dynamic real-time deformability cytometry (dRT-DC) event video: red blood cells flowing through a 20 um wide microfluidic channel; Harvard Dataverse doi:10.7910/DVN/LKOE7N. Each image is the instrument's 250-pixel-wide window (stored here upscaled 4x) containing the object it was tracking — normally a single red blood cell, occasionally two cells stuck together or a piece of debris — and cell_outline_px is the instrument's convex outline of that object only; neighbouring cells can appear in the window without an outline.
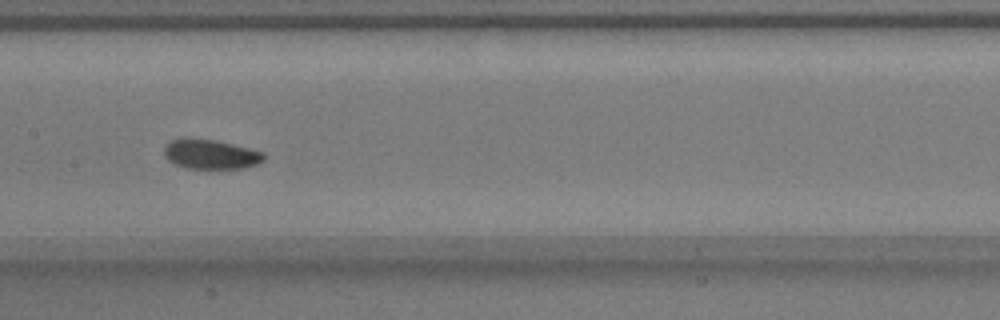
{"species": "common noctule bat (a hibernating species)", "species_latin": "Nyctalus noctula", "temperature_condition": "warm", "stored_images_in_passage": 53, "camera_frame_rate_fps": 3000, "um_per_image_px": 0.085, "animal": {"sex": "male", "body_mass_g": 17.9}, "frame": {"image": 1, "passage_image": 26, "time_ms": 8.333, "image_size_px": [1000, 320], "cell_outline_px": [[264, 160], [256, 164], [244, 168], [184, 168], [168, 160], [164, 156], [164, 144], [180, 136], [212, 140], [232, 144], [264, 152]], "centroid_in_image_um": [17.84, 13.09], "position_along_channel_um": 189.6, "area_um2": 17.28}}
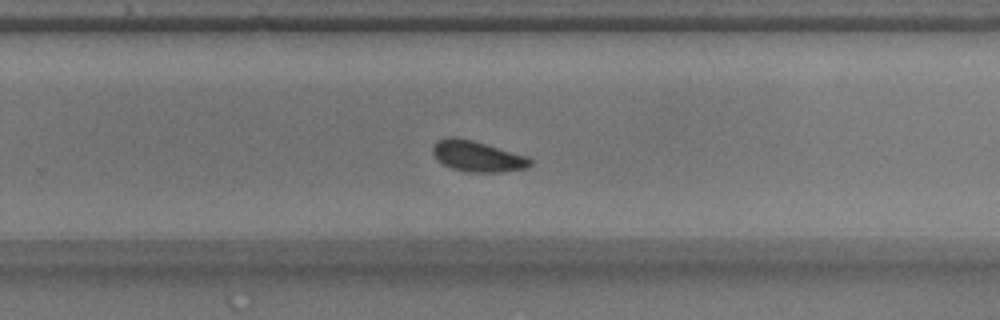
{"frame": {"image": 2, "passage_image": 34, "time_ms": 11.0, "image_size_px": [1000, 320], "cell_outline_px": [[532, 164], [528, 168], [500, 172], [468, 172], [452, 168], [436, 160], [432, 152], [432, 144], [440, 140], [452, 136], [472, 140], [528, 156], [532, 160]], "centroid_in_image_um": [40.58, 13.29], "position_along_channel_um": 289.2, "area_um2": 17.51}}
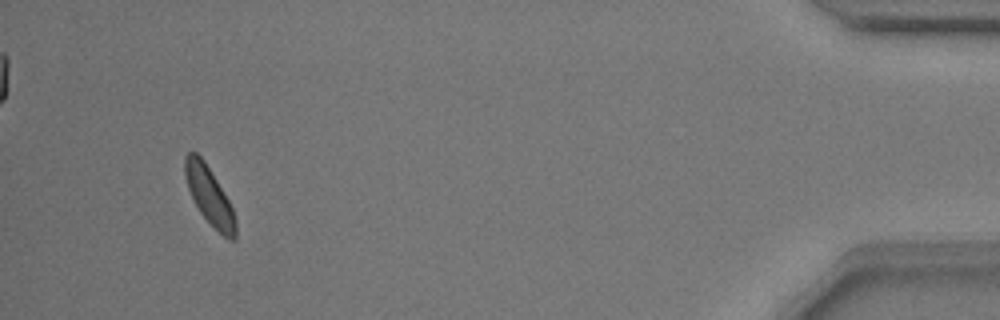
{"frame": {"image": 3, "passage_image": 50, "time_ms": 16.333, "image_size_px": [1000, 320], "cell_outline_px": [[236, 240], [228, 240], [200, 212], [188, 188], [184, 176], [184, 156], [188, 152], [196, 152], [204, 160], [228, 200], [232, 208], [236, 220]], "centroid_in_image_um": [17.78, 16.62], "position_along_channel_um": 417.4, "area_um2": 16.65}, "authors_computed_cell_mechanics": {"area_um2": 17.1666, "velocity_mm_per_s": 3.7545, "shape_relaxation_time_tau1_ms": null, "shape_relaxation_time_tau2_ms": 2.7545, "deformation_change_tau1": null, "deformation_change_tau2": 0.0792}}